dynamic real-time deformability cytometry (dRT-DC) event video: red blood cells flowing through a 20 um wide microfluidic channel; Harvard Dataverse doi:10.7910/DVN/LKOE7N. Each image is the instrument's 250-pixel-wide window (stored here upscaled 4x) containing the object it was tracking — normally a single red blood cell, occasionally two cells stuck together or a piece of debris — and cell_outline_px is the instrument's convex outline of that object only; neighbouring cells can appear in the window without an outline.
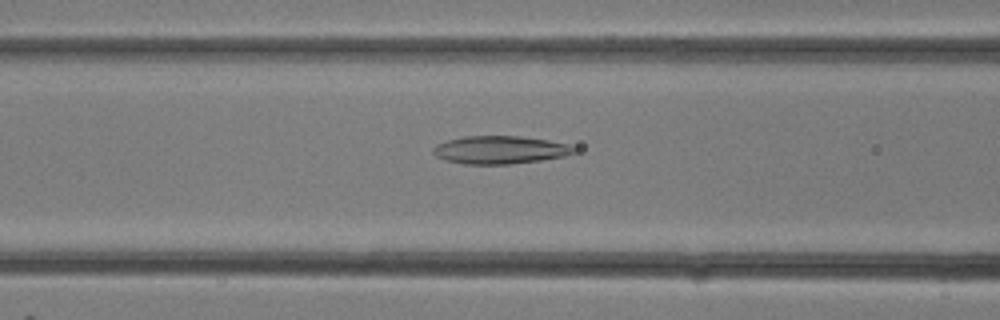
{"species": "common noctule bat (a hibernating species)", "species_latin": "Nyctalus noctula", "temperature_condition": "room temperature", "stored_images_in_passage": 29, "camera_frame_rate_fps": 3000, "um_per_image_px": 0.085, "animal": {"sex": "female"}, "frame": {"image": 1, "passage_image": 13, "time_ms": 4.0, "image_size_px": [1000, 320], "cell_outline_px": [[576, 152], [564, 156], [540, 160], [508, 164], [464, 164], [448, 160], [436, 156], [432, 152], [432, 148], [436, 144], [448, 140], [464, 136], [520, 136], [548, 140], [568, 144], [576, 148]], "centroid_in_image_um": [42.49, 12.73], "position_along_channel_um": 124.1, "area_um2": 22.83}}
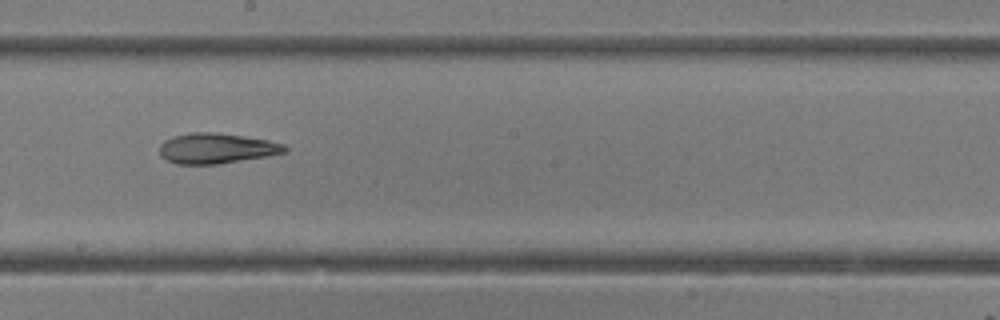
{"frame": {"image": 2, "passage_image": 18, "time_ms": 5.667, "image_size_px": [1000, 320], "cell_outline_px": [[288, 152], [268, 156], [216, 164], [176, 164], [160, 156], [160, 144], [164, 140], [172, 136], [192, 132], [216, 132], [244, 136], [268, 140], [284, 144], [288, 148]], "centroid_in_image_um": [18.41, 12.6], "position_along_channel_um": 229.8, "area_um2": 22.25}}
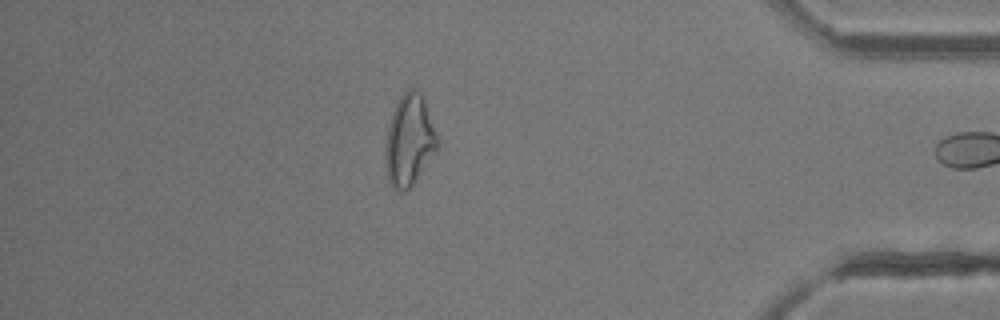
{"frame": {"image": 3, "passage_image": 28, "time_ms": 9.0, "image_size_px": [1000, 320], "cell_outline_px": [[436, 148], [412, 184], [404, 192], [396, 188], [388, 180], [384, 164], [384, 148], [388, 128], [392, 112], [400, 96], [408, 88], [412, 88], [420, 92], [436, 136]], "centroid_in_image_um": [34.71, 11.92], "position_along_channel_um": 400.5, "area_um2": 26.53}}